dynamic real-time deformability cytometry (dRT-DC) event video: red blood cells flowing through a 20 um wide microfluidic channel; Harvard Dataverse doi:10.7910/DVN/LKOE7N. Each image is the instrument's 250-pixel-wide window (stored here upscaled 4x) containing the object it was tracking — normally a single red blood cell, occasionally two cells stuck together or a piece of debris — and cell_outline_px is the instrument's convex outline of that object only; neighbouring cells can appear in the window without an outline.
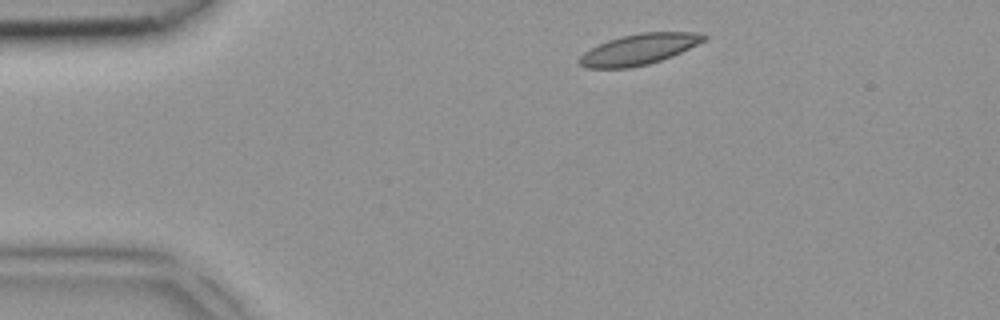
{"species": "common noctule bat (a hibernating species)", "species_latin": "Nyctalus noctula", "temperature_condition": "room temperature", "stored_images_in_passage": 3, "camera_frame_rate_fps": 3000, "um_per_image_px": 0.085, "animal": {"sex": "female", "body_mass_g": 18.4}, "frame": {"image": 1, "passage_image": 1, "time_ms": 0.0, "image_size_px": [1000, 320], "cell_outline_px": [[708, 36], [704, 40], [672, 56], [648, 64], [632, 68], [584, 68], [576, 60], [584, 52], [608, 40], [620, 36], [640, 32], [692, 32]], "centroid_in_image_um": [54.25, 4.2], "position_along_channel_um": 30.8, "area_um2": 22.14}}
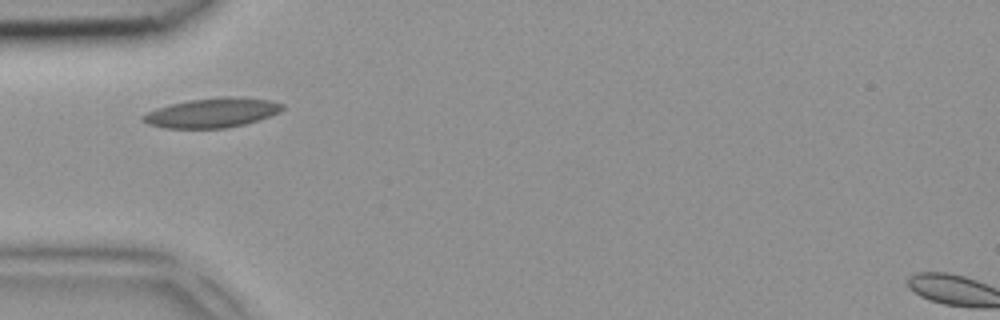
{"frame": {"image": 2, "passage_image": 3, "time_ms": 0.667, "image_size_px": [1000, 320], "cell_outline_px": [[284, 108], [280, 112], [244, 124], [224, 128], [164, 128], [148, 124], [140, 120], [140, 116], [156, 108], [168, 104], [188, 100], [224, 96], [228, 96], [272, 100], [284, 104]], "centroid_in_image_um": [17.99, 9.58], "position_along_channel_um": 67.0, "area_um2": 24.04}}